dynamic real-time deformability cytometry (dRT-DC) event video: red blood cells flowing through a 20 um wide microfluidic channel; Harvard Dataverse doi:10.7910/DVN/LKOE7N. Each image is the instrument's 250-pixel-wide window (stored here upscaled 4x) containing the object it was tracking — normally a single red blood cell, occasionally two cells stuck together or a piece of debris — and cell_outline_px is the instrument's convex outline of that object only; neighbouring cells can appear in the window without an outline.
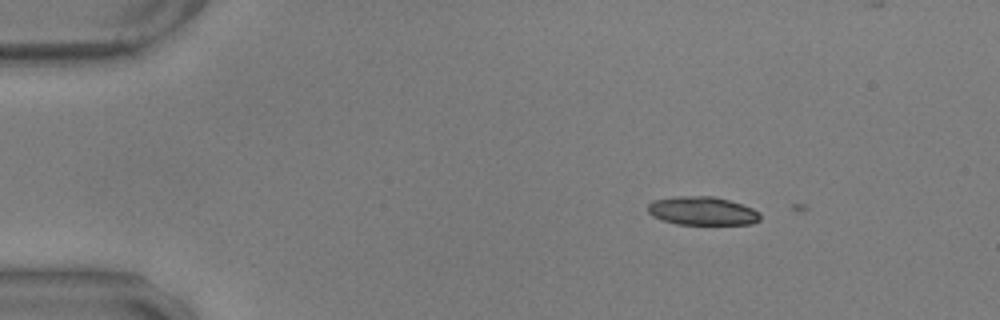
{"species": "common noctule bat (a hibernating species)", "species_latin": "Nyctalus noctula", "temperature_condition": "warm", "stored_images_in_passage": 2, "camera_frame_rate_fps": 3000, "um_per_image_px": 0.085, "animal": {"sex": "male", "body_mass_g": 17.9, "forearm_length_mm": 54.2}, "frame": {"image": 1, "passage_image": 1, "time_ms": 0.0, "image_size_px": [1000, 320], "cell_outline_px": [[760, 220], [752, 224], [676, 224], [652, 216], [648, 212], [648, 204], [652, 200], [676, 196], [716, 196], [752, 208], [760, 212]], "centroid_in_image_um": [59.69, 17.92], "position_along_channel_um": 25.3, "area_um2": 18.67}}